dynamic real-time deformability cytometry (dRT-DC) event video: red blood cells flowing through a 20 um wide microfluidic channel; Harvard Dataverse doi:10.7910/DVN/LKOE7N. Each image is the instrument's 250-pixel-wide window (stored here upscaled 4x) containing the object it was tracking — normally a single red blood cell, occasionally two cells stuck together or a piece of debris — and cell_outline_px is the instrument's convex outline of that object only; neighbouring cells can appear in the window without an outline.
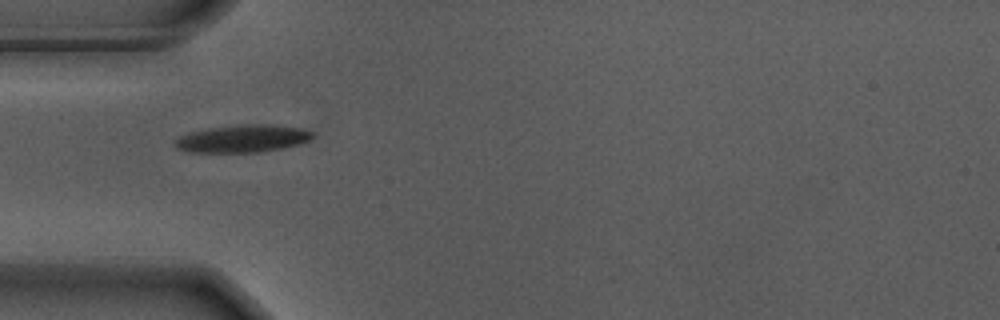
{"species": "Egyptian fruit bat (a non-hibernating species)", "species_latin": "Rousettus aegyptiacus", "temperature_condition": "warm", "stored_images_in_passage": 5, "camera_frame_rate_fps": 3000, "um_per_image_px": 0.085, "animal": {"sex": "male"}, "frame": {"image": 1, "passage_image": 1, "time_ms": 0.0, "image_size_px": [1000, 320], "cell_outline_px": [[316, 136], [308, 140], [296, 144], [280, 148], [256, 152], [188, 152], [176, 148], [176, 140], [180, 136], [188, 132], [208, 128], [244, 124], [272, 124], [300, 128], [312, 132]], "centroid_in_image_um": [20.6, 11.77], "position_along_channel_um": 64.4, "area_um2": 21.85}}
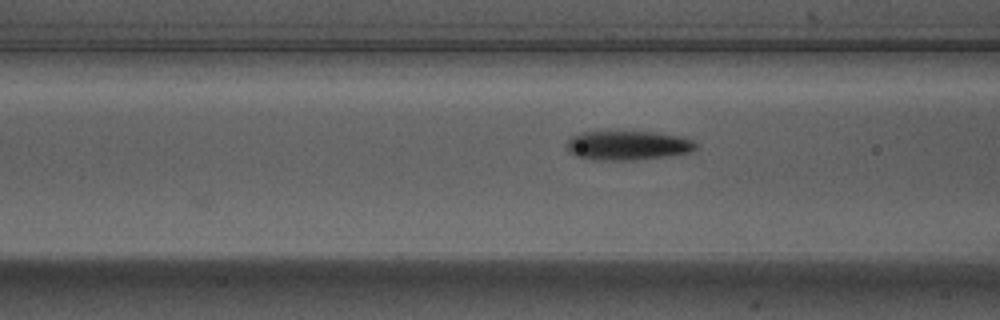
{"frame": {"image": 2, "passage_image": 5, "time_ms": 1.333, "image_size_px": [1000, 320], "cell_outline_px": [[696, 148], [688, 152], [668, 156], [636, 160], [592, 160], [576, 156], [564, 144], [572, 136], [580, 132], [648, 132], [676, 136], [688, 140], [696, 144]], "centroid_in_image_um": [53.28, 12.38], "position_along_channel_um": 113.3, "area_um2": 21.62}}